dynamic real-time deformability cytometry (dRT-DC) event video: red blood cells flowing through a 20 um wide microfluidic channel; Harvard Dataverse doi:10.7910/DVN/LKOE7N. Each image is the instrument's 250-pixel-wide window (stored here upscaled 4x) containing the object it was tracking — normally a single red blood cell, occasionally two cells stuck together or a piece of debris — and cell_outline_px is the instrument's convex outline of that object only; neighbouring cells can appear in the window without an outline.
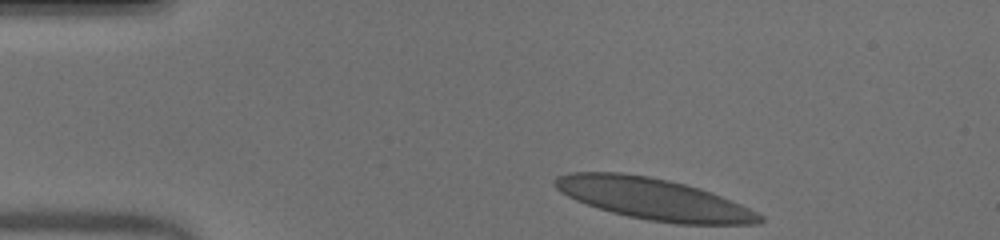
{"species": "human", "species_latin": "Homo sapiens", "temperature_condition": "warm", "stored_images_in_passage": 44, "camera_frame_rate_fps": 3000, "um_per_image_px": 0.085, "donor": {"sex": "male"}, "frame": {"image": 1, "passage_image": 1, "time_ms": 0.0, "image_size_px": [1000, 240], "cell_outline_px": [[764, 220], [760, 224], [676, 224], [648, 220], [628, 216], [612, 212], [576, 200], [568, 196], [556, 188], [556, 176], [572, 172], [616, 172], [648, 176], [668, 180], [700, 188], [740, 204], [764, 216]], "centroid_in_image_um": [55.59, 16.92], "position_along_channel_um": 29.4, "area_um2": 48.84}}
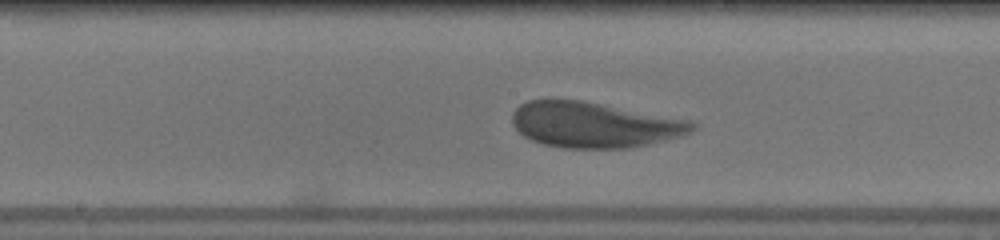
{"frame": {"image": 2, "passage_image": 19, "time_ms": 6.0, "image_size_px": [1000, 240], "cell_outline_px": [[696, 128], [692, 132], [628, 148], [560, 148], [544, 144], [532, 140], [524, 136], [512, 124], [512, 112], [520, 104], [528, 100], [580, 100], [688, 120], [696, 124]], "centroid_in_image_um": [50.43, 10.61], "position_along_channel_um": 197.8, "area_um2": 47.05}}
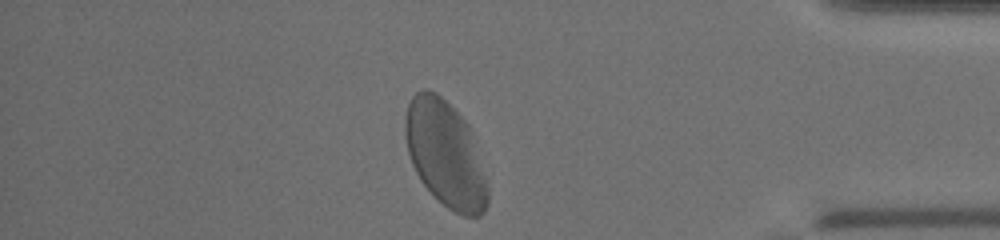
{"frame": {"image": 3, "passage_image": 37, "time_ms": 12.0, "image_size_px": [1000, 240], "cell_outline_px": [[488, 204], [484, 212], [480, 216], [464, 216], [448, 208], [424, 184], [416, 172], [412, 164], [408, 152], [404, 128], [404, 124], [408, 104], [412, 96], [416, 92], [424, 88], [428, 88], [436, 92], [464, 120], [468, 128], [488, 188]], "centroid_in_image_um": [37.82, 13.09], "position_along_channel_um": 397.4, "area_um2": 49.71}, "authors_computed_cell_mechanics": {"area_um2": 47.8295, "velocity_mm_per_s": 3.8498, "shape_relaxation_time_tau1_ms": 2.3698, "shape_relaxation_time_tau2_ms": null, "deformation_change_tau1": 0.1146, "deformation_change_tau2": null}}